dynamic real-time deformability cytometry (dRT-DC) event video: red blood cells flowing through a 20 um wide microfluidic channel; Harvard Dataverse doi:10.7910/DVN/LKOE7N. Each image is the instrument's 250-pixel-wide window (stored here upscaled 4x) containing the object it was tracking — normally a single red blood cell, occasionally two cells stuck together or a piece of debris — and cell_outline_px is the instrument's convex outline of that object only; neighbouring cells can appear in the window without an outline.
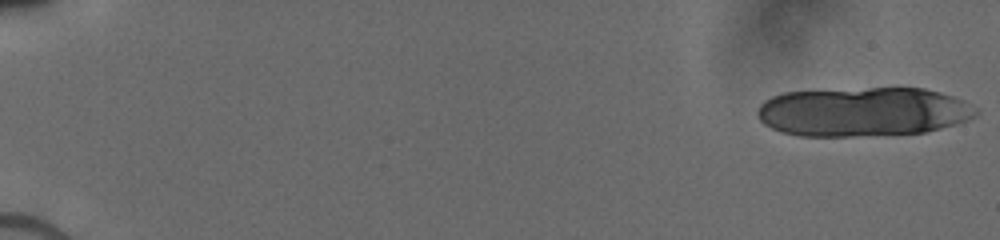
{"species": "human", "species_latin": "Homo sapiens", "temperature_condition": "cold", "stored_images_in_passage": 13, "camera_frame_rate_fps": 3000, "um_per_image_px": 0.085, "donor": {"sex": "male"}, "frame": {"image": 1, "passage_image": 1, "time_ms": 0.0, "image_size_px": [1000, 240], "cell_outline_px": [[980, 112], [976, 116], [968, 120], [956, 124], [924, 132], [852, 136], [796, 136], [780, 132], [764, 124], [756, 116], [756, 112], [760, 104], [764, 100], [772, 96], [784, 92], [868, 88], [924, 88], [940, 92], [964, 100], [976, 108]], "centroid_in_image_um": [73.34, 9.5], "position_along_channel_um": 11.7, "area_um2": 62.89}}